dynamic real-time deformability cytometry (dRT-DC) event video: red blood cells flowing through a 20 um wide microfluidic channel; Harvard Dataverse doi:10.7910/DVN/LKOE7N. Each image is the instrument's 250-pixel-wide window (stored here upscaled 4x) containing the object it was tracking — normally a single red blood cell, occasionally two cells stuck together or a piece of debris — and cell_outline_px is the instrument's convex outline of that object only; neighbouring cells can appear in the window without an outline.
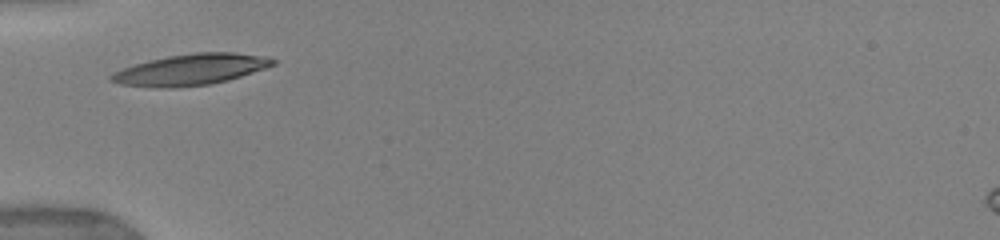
{"species": "human", "species_latin": "Homo sapiens", "temperature_condition": "warm", "stored_images_in_passage": 20, "camera_frame_rate_fps": 3000, "um_per_image_px": 0.085, "donor": {"sex": "female"}, "frame": {"image": 1, "passage_image": 1, "time_ms": 0.0, "image_size_px": [1000, 240], "cell_outline_px": [[276, 64], [228, 80], [208, 84], [176, 88], [168, 88], [120, 84], [108, 80], [108, 76], [124, 68], [136, 64], [168, 56], [196, 52], [236, 52], [264, 56], [276, 60]], "centroid_in_image_um": [16.23, 5.91], "position_along_channel_um": 68.8, "area_um2": 28.9}}